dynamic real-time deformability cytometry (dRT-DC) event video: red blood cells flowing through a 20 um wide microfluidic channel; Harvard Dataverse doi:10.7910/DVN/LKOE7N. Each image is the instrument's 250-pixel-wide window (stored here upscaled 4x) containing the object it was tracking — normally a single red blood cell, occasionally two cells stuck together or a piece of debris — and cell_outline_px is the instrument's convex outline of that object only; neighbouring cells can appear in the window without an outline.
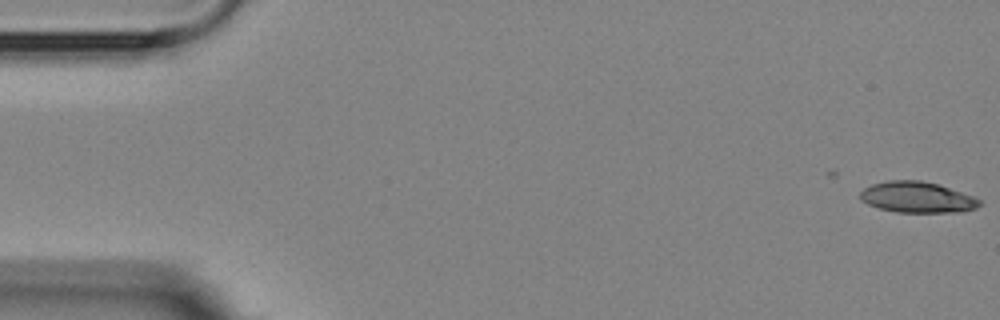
{"species": "Egyptian fruit bat (a non-hibernating species)", "species_latin": "Rousettus aegyptiacus", "temperature_condition": "room temperature", "stored_images_in_passage": 6, "camera_frame_rate_fps": 3000, "um_per_image_px": 0.085, "animal": {"sex": "female"}, "frame": {"image": 1, "passage_image": 2, "time_ms": 1.333, "image_size_px": [1000, 320], "cell_outline_px": [[980, 204], [976, 208], [956, 212], [896, 212], [880, 208], [868, 204], [860, 200], [860, 192], [864, 188], [872, 184], [888, 180], [920, 180], [936, 184], [972, 196], [980, 200]], "centroid_in_image_um": [77.91, 16.76], "position_along_channel_um": 7.1, "area_um2": 21.21}}
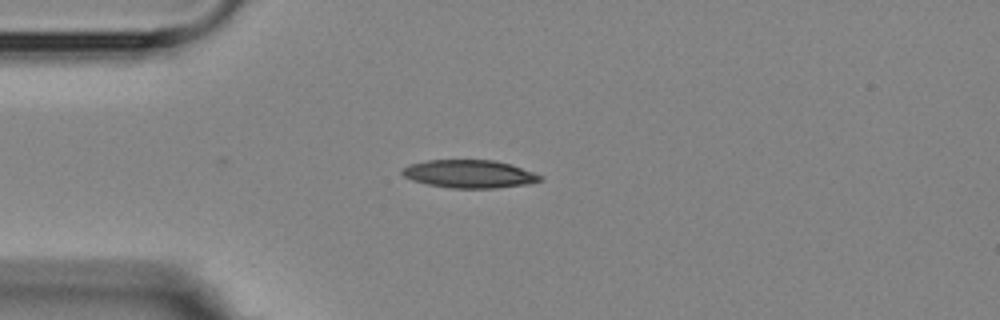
{"frame": {"image": 2, "passage_image": 6, "time_ms": 5.667, "image_size_px": [1000, 320], "cell_outline_px": [[544, 180], [528, 184], [496, 188], [452, 188], [428, 184], [412, 180], [404, 176], [400, 172], [408, 164], [428, 160], [492, 160], [512, 164], [544, 176]], "centroid_in_image_um": [39.93, 14.78], "position_along_channel_um": 45.1, "area_um2": 22.6}}